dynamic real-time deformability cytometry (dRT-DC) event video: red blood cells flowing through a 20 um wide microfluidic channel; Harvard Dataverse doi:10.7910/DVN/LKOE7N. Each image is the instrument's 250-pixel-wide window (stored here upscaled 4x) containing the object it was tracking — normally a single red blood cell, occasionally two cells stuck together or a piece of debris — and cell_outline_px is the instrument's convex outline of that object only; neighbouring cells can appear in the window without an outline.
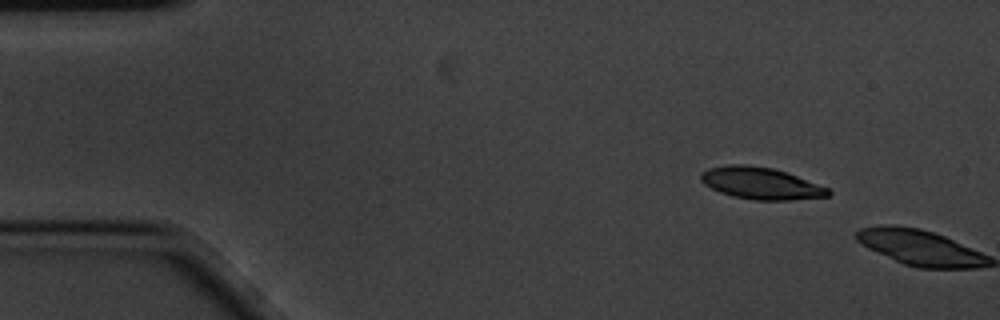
{"species": "common noctule bat (a hibernating species)", "species_latin": "Nyctalus noctula", "temperature_condition": "cold", "stored_images_in_passage": 2, "camera_frame_rate_fps": 3000, "um_per_image_px": 0.085, "animal": {"sex": "male", "body_mass_g": 20.1, "forearm_length_mm": 53.5}, "frame": {"image": 1, "passage_image": 1, "time_ms": 0.0, "image_size_px": [1000, 320], "cell_outline_px": [[832, 192], [828, 196], [788, 200], [756, 200], [732, 196], [720, 192], [704, 184], [700, 180], [700, 172], [708, 168], [728, 164], [744, 164], [772, 168], [796, 176], [828, 188]], "centroid_in_image_um": [64.62, 15.57], "position_along_channel_um": 20.4, "area_um2": 23.47}}